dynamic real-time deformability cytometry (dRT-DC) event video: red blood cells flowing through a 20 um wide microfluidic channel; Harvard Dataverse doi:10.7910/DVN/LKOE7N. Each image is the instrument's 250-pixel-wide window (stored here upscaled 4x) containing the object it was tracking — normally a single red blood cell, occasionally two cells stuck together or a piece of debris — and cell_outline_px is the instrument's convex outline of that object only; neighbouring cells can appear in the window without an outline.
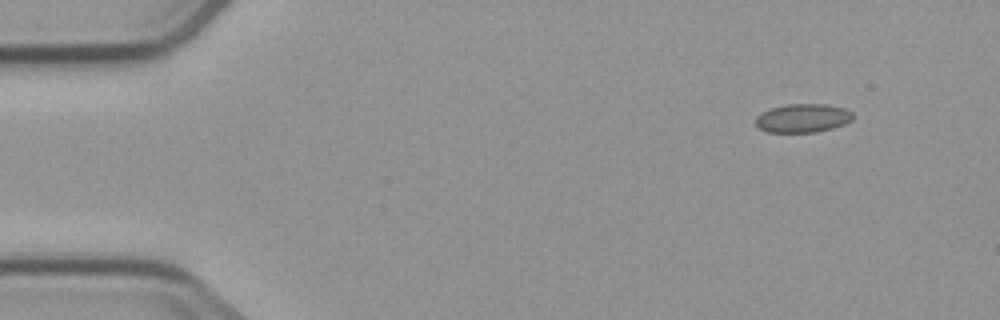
{"species": "common noctule bat (a hibernating species)", "species_latin": "Nyctalus noctula", "temperature_condition": "cold", "stored_images_in_passage": 4, "camera_frame_rate_fps": 3000, "um_per_image_px": 0.085, "animal": {"sex": "male", "body_mass_g": 23.1, "forearm_length_mm": 52.7}, "frame": {"image": 1, "passage_image": 1, "time_ms": 0.0, "image_size_px": [1000, 320], "cell_outline_px": [[852, 120], [844, 124], [832, 128], [816, 132], [768, 132], [760, 128], [756, 124], [756, 116], [760, 112], [772, 108], [788, 104], [824, 104], [844, 108], [852, 112]], "centroid_in_image_um": [68.23, 10.04], "position_along_channel_um": 16.8, "area_um2": 16.13}}